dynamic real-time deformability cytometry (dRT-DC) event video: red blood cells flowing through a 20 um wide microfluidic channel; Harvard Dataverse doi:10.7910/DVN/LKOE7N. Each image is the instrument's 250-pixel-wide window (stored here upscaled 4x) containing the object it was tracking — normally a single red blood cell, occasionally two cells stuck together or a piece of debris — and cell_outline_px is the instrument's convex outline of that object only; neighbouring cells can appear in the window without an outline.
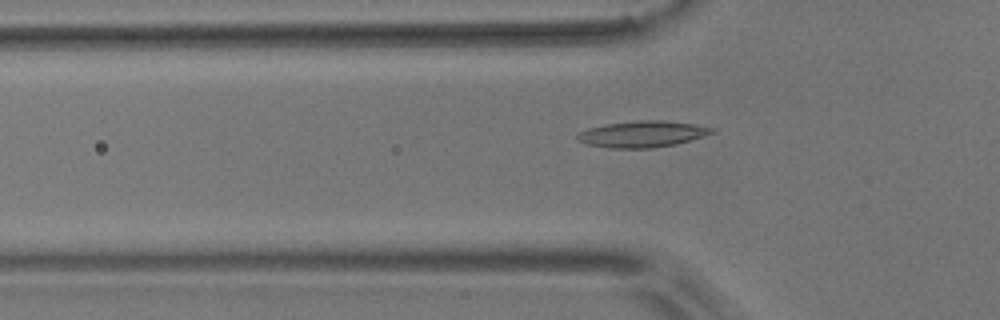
{"species": "common noctule bat (a hibernating species)", "species_latin": "Nyctalus noctula", "temperature_condition": "room temperature", "stored_images_in_passage": 55, "camera_frame_rate_fps": 3000, "um_per_image_px": 0.085, "animal": {"sex": "male", "body_mass_g": 17.9}, "frame": {"image": 1, "passage_image": 18, "time_ms": 5.667, "image_size_px": [1000, 320], "cell_outline_px": [[716, 132], [676, 144], [652, 148], [612, 148], [584, 144], [576, 140], [576, 136], [580, 132], [588, 128], [608, 124], [636, 120], [660, 120], [692, 124], [716, 128]], "centroid_in_image_um": [54.58, 11.4], "position_along_channel_um": 71.2, "area_um2": 20.58}}
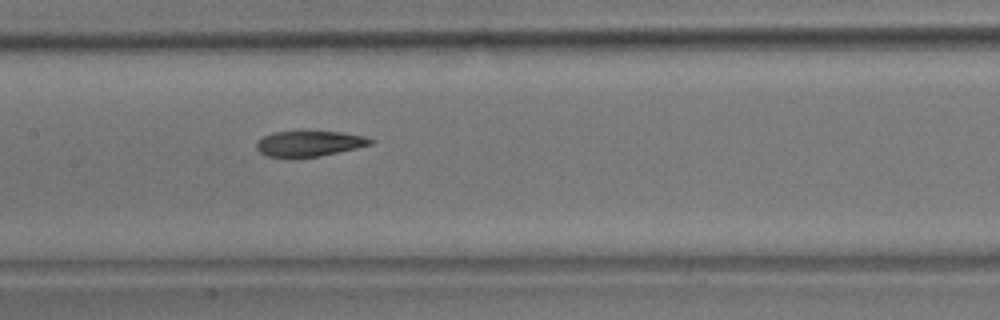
{"frame": {"image": 2, "passage_image": 27, "time_ms": 8.667, "image_size_px": [1000, 320], "cell_outline_px": [[372, 144], [356, 148], [320, 156], [268, 156], [260, 152], [256, 148], [256, 140], [264, 136], [276, 132], [344, 132], [364, 136], [372, 140]], "centroid_in_image_um": [26.28, 12.19], "position_along_channel_um": 181.1, "area_um2": 16.47}}
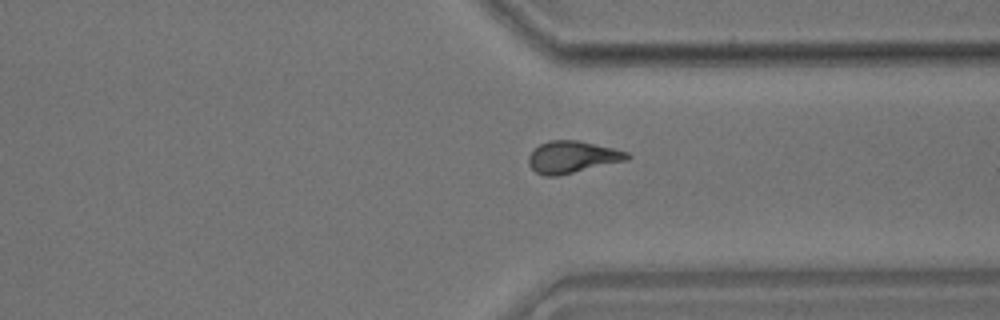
{"frame": {"image": 3, "passage_image": 42, "time_ms": 13.667, "image_size_px": [1000, 320], "cell_outline_px": [[632, 156], [628, 160], [556, 176], [544, 176], [536, 172], [528, 164], [528, 156], [540, 144], [548, 140], [576, 140], [612, 148], [628, 152]], "centroid_in_image_um": [48.64, 13.35], "position_along_channel_um": 362.8, "area_um2": 18.21}, "authors_computed_cell_mechanics": {"area_um2": 18.0914, "velocity_mm_per_s": 3.64, "shape_relaxation_time_tau1_ms": 7.81, "shape_relaxation_time_tau2_ms": 3.0672, "deformation_change_tau1": 0.1995, "deformation_change_tau2": 0.101}}